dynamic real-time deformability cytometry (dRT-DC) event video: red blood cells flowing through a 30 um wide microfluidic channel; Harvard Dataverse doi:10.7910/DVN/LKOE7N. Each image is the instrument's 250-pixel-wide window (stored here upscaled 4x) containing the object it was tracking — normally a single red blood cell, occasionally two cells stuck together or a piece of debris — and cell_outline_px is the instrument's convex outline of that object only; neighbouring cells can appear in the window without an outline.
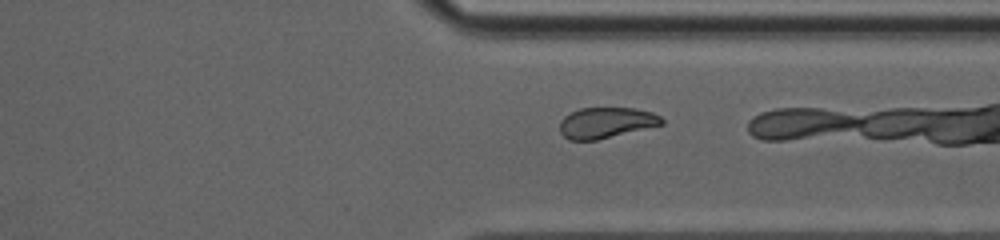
{"species": "common noctule bat (a hibernating species)", "species_latin": "Nyctalus noctula", "temperature_condition": "cold", "stored_images_in_passage": 35, "camera_frame_rate_fps": 3000, "um_per_image_px": 0.085, "animal": {"sex": "female", "body_mass_g": 20.0, "forearm_length_mm": 54.0}, "frame": {"image": 1, "passage_image": 33, "time_ms": 10.667, "image_size_px": [1000, 240], "cell_outline_px": [[664, 124], [596, 140], [568, 140], [560, 132], [560, 120], [564, 116], [580, 108], [636, 108], [652, 112], [660, 116], [664, 120]], "centroid_in_image_um": [51.52, 10.43], "position_along_channel_um": 359.9, "area_um2": 18.26}}